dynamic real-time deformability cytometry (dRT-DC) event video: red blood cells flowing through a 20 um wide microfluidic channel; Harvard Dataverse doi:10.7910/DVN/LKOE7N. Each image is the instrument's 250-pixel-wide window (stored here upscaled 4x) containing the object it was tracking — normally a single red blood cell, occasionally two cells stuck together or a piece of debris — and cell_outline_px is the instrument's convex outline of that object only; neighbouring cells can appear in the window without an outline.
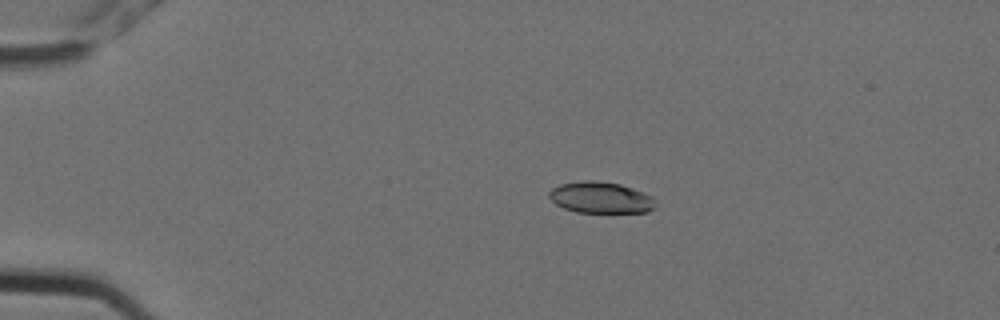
{"species": "Egyptian fruit bat (a non-hibernating species)", "species_latin": "Rousettus aegyptiacus", "temperature_condition": "cold", "stored_images_in_passage": 6, "camera_frame_rate_fps": 3000, "um_per_image_px": 0.085, "animal": {"sex": "female"}, "frame": {"image": 1, "passage_image": 4, "time_ms": 1.0, "image_size_px": [1000, 320], "cell_outline_px": [[656, 208], [648, 212], [576, 212], [564, 208], [556, 204], [548, 196], [548, 192], [552, 188], [560, 184], [580, 180], [596, 180], [620, 184], [632, 188], [652, 196], [656, 204]], "centroid_in_image_um": [51.05, 16.78], "position_along_channel_um": 33.9, "area_um2": 19.54}}
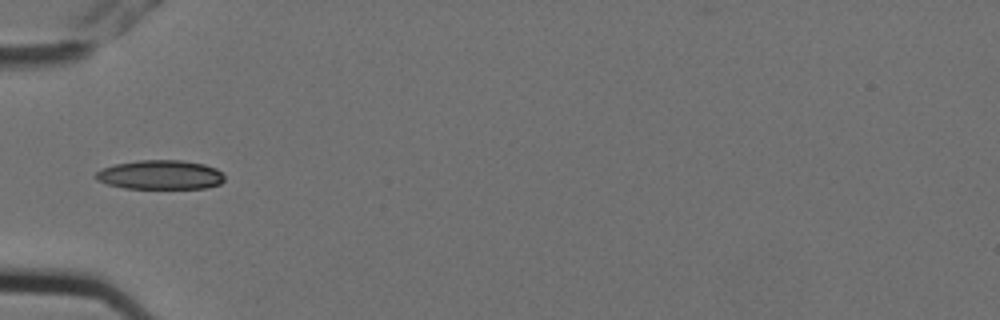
{"frame": {"image": 2, "passage_image": 6, "time_ms": 1.667, "image_size_px": [1000, 320], "cell_outline_px": [[224, 180], [220, 184], [204, 188], [124, 188], [108, 184], [96, 180], [92, 176], [96, 172], [104, 168], [116, 164], [140, 160], [184, 160], [204, 164], [216, 168], [224, 176]], "centroid_in_image_um": [13.62, 14.86], "position_along_channel_um": 71.4, "area_um2": 21.91}}